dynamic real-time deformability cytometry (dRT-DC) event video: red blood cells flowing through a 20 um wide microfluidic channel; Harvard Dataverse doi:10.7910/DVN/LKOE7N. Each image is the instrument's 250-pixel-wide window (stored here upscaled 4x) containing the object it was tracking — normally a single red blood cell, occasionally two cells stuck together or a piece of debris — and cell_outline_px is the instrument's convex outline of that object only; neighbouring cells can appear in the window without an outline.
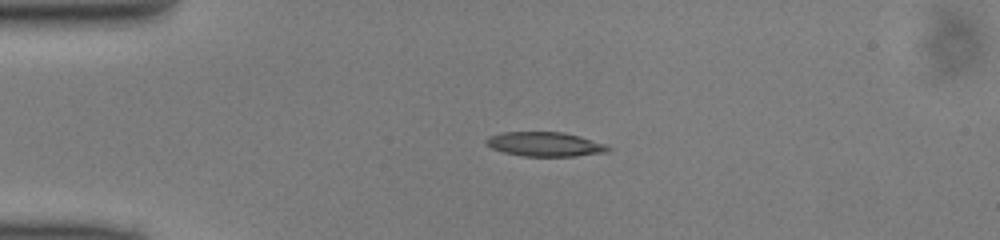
{"species": "common noctule bat (a hibernating species)", "species_latin": "Nyctalus noctula", "temperature_condition": "cold", "stored_images_in_passage": 39, "camera_frame_rate_fps": 3000, "um_per_image_px": 0.085, "animal": {"sex": "male", "body_mass_g": 13.0, "forearm_length_mm": 53.1}, "frame": {"image": 1, "passage_image": 1, "time_ms": 0.0, "image_size_px": [1000, 240], "cell_outline_px": [[612, 148], [608, 152], [576, 156], [524, 156], [504, 152], [492, 148], [484, 144], [484, 140], [488, 136], [504, 132], [564, 132], [580, 136], [608, 144]], "centroid_in_image_um": [46.35, 12.25], "position_along_channel_um": 38.7, "area_um2": 17.51}}
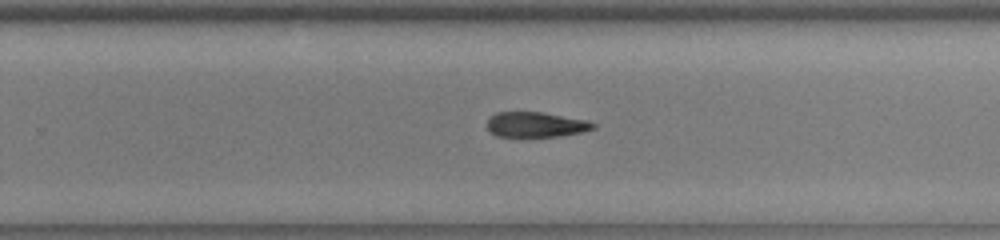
{"frame": {"image": 2, "passage_image": 21, "time_ms": 6.667, "image_size_px": [1000, 240], "cell_outline_px": [[596, 128], [580, 132], [560, 136], [496, 136], [488, 128], [488, 116], [496, 112], [544, 112], [588, 120], [596, 124]], "centroid_in_image_um": [45.56, 10.57], "position_along_channel_um": 284.2, "area_um2": 15.55}}
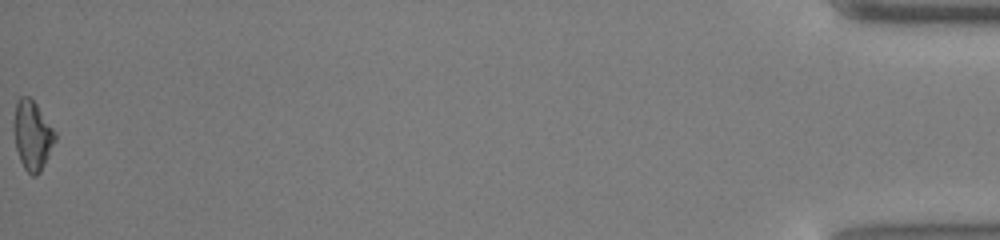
{"frame": {"image": 3, "passage_image": 39, "time_ms": 12.667, "image_size_px": [1000, 240], "cell_outline_px": [[56, 140], [40, 172], [36, 176], [32, 176], [24, 168], [20, 160], [16, 148], [12, 128], [12, 124], [16, 100], [20, 96], [28, 96], [36, 104], [56, 132]], "centroid_in_image_um": [2.72, 11.48], "position_along_channel_um": 432.5, "area_um2": 16.82}}